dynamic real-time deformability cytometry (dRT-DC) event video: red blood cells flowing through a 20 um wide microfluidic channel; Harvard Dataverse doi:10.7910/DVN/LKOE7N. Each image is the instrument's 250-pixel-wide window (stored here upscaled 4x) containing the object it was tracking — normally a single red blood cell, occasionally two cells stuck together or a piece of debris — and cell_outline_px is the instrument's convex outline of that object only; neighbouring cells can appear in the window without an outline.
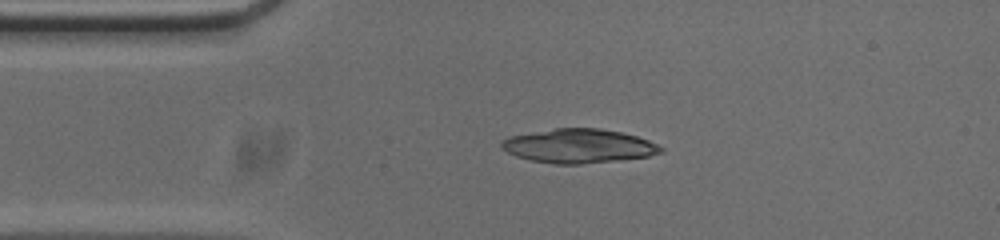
{"species": "common noctule bat (a hibernating species)", "species_latin": "Nyctalus noctula", "temperature_condition": "cold", "stored_images_in_passage": 42, "camera_frame_rate_fps": 3000, "um_per_image_px": 0.085, "animal": {"sex": "male", "body_mass_g": 20.0, "forearm_length_mm": 53.3}, "frame": {"image": 1, "passage_image": 1, "time_ms": 0.0, "image_size_px": [1000, 240], "cell_outline_px": [[664, 152], [648, 156], [616, 160], [580, 164], [556, 164], [532, 160], [516, 156], [500, 148], [500, 140], [508, 136], [556, 128], [600, 128], [620, 132], [636, 136], [648, 140], [664, 148]], "centroid_in_image_um": [49.16, 12.4], "position_along_channel_um": 35.8, "area_um2": 31.5}}